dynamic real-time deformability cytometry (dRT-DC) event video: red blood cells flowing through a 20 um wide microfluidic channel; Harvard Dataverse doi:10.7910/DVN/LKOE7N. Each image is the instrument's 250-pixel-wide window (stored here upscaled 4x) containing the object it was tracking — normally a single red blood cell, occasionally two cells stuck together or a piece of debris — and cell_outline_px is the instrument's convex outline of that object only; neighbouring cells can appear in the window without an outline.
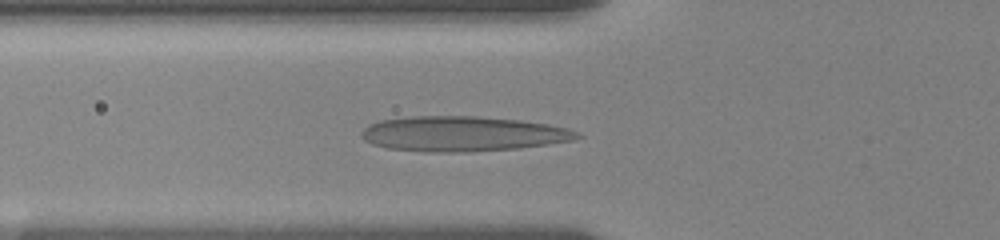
{"species": "human", "species_latin": "Homo sapiens", "temperature_condition": "room temperature", "stored_images_in_passage": 37, "camera_frame_rate_fps": 3000, "um_per_image_px": 0.085, "donor": {"sex": "female"}, "frame": {"image": 1, "passage_image": 10, "time_ms": 4.667, "image_size_px": [1000, 240], "cell_outline_px": [[584, 136], [572, 140], [548, 144], [520, 148], [472, 152], [428, 152], [388, 148], [372, 144], [364, 140], [360, 136], [360, 132], [368, 124], [380, 120], [412, 116], [476, 116], [520, 120], [548, 124], [568, 128], [580, 132]], "centroid_in_image_um": [39.33, 11.37], "position_along_channel_um": 86.5, "area_um2": 44.45}}
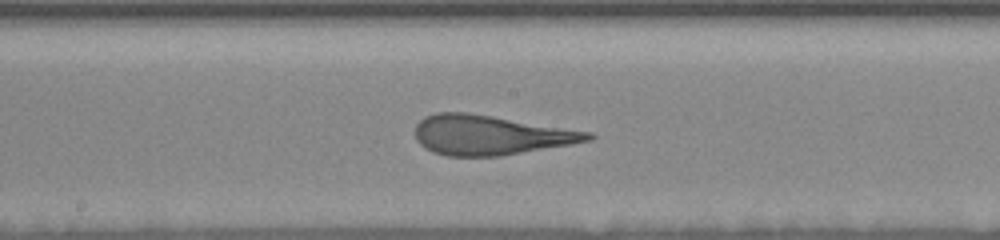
{"frame": {"image": 2, "passage_image": 18, "time_ms": 8.0, "image_size_px": [1000, 240], "cell_outline_px": [[596, 136], [592, 140], [572, 144], [500, 156], [448, 156], [432, 152], [424, 148], [416, 140], [416, 124], [424, 116], [436, 112], [464, 112], [492, 116], [592, 132]], "centroid_in_image_um": [41.67, 11.48], "position_along_channel_um": 206.5, "area_um2": 39.94}}
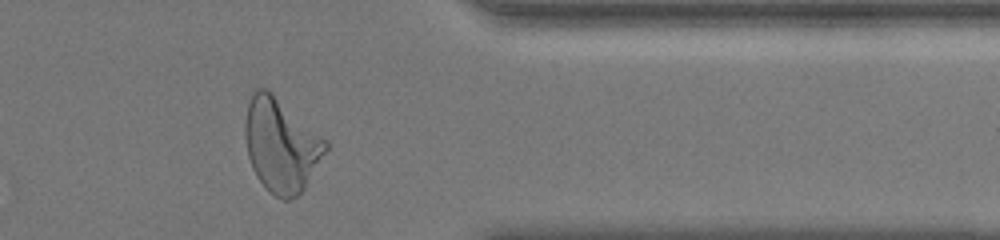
{"frame": {"image": 3, "passage_image": 33, "time_ms": 13.333, "image_size_px": [1000, 240], "cell_outline_px": [[328, 148], [304, 188], [296, 196], [288, 200], [284, 200], [268, 192], [256, 176], [252, 168], [248, 156], [244, 136], [244, 124], [248, 100], [252, 92], [256, 88], [268, 88], [328, 140]], "centroid_in_image_um": [23.87, 12.3], "position_along_channel_um": 387.5, "area_um2": 44.27}, "authors_computed_cell_mechanics": {"area_um2": 40.6912, "velocity_mm_per_s": 3.5672, "shape_relaxation_time_tau1_ms": 6.6777, "shape_relaxation_time_tau2_ms": 0.9863, "deformation_change_tau1": 0.2518, "deformation_change_tau2": 0.1017}}